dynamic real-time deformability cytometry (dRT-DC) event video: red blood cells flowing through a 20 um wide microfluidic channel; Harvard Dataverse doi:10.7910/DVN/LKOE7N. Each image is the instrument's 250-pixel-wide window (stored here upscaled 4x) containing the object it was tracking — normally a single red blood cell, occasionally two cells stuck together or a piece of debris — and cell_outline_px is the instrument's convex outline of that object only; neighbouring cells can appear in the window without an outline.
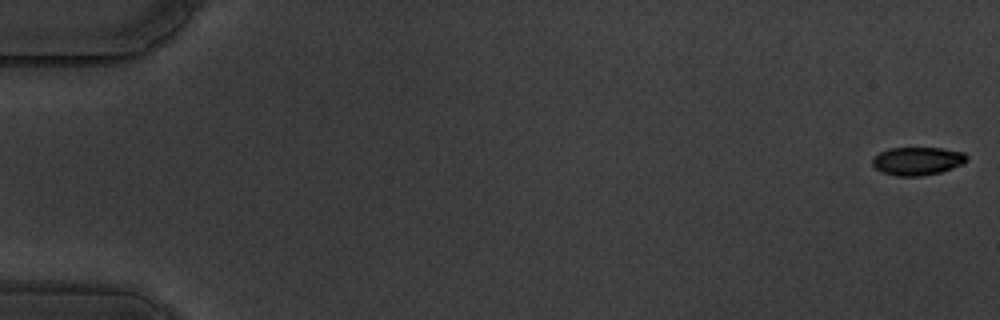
{"species": "common noctule bat (a hibernating species)", "species_latin": "Nyctalus noctula", "temperature_condition": "warm", "stored_images_in_passage": 59, "camera_frame_rate_fps": 3000, "um_per_image_px": 0.085, "animal": {"sex": "male", "body_mass_g": 19.5, "forearm_length_mm": 54.6}, "frame": {"image": 1, "passage_image": 1, "time_ms": 0.0, "image_size_px": [1000, 320], "cell_outline_px": [[968, 160], [964, 164], [940, 172], [920, 176], [896, 176], [884, 172], [876, 168], [872, 164], [872, 156], [888, 148], [940, 148], [964, 152], [968, 156]], "centroid_in_image_um": [77.99, 13.68], "position_along_channel_um": 7.0, "area_um2": 15.55}}
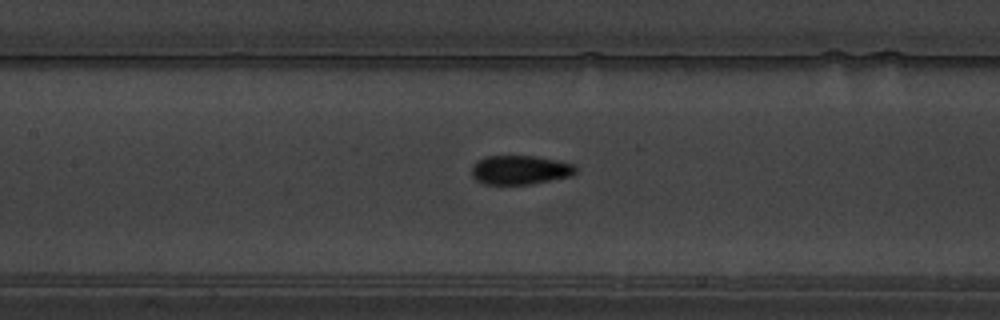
{"frame": {"image": 2, "passage_image": 28, "time_ms": 9.0, "image_size_px": [1000, 320], "cell_outline_px": [[576, 172], [572, 176], [532, 184], [484, 184], [476, 180], [472, 176], [472, 168], [476, 160], [488, 156], [536, 156], [576, 164]], "centroid_in_image_um": [44.22, 14.44], "position_along_channel_um": 163.2, "area_um2": 17.74}}
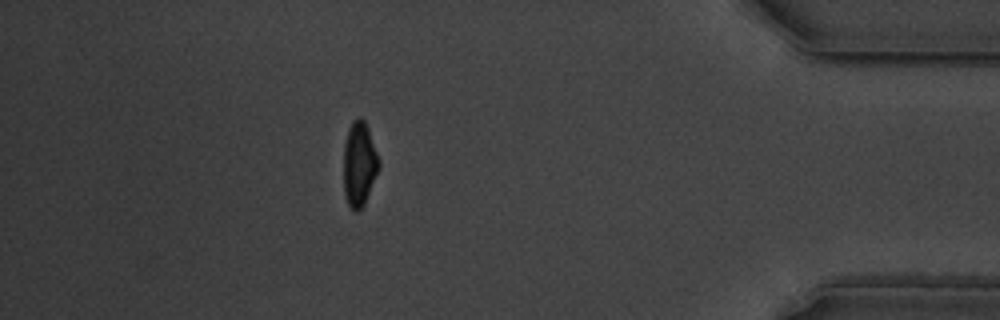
{"frame": {"image": 3, "passage_image": 52, "time_ms": 17.0, "image_size_px": [1000, 320], "cell_outline_px": [[380, 168], [364, 204], [356, 212], [348, 204], [344, 192], [344, 144], [348, 128], [352, 120], [360, 116], [364, 120], [368, 128], [380, 160]], "centroid_in_image_um": [30.55, 13.9], "position_along_channel_um": 404.7, "area_um2": 17.46}, "authors_computed_cell_mechanics": {"area_um2": 17.1088, "velocity_mm_per_s": 3.5371, "shape_relaxation_time_tau1_ms": 3.0664, "shape_relaxation_time_tau2_ms": 1.1148, "deformation_change_tau1": 0.15, "deformation_change_tau2": 0.0631}}